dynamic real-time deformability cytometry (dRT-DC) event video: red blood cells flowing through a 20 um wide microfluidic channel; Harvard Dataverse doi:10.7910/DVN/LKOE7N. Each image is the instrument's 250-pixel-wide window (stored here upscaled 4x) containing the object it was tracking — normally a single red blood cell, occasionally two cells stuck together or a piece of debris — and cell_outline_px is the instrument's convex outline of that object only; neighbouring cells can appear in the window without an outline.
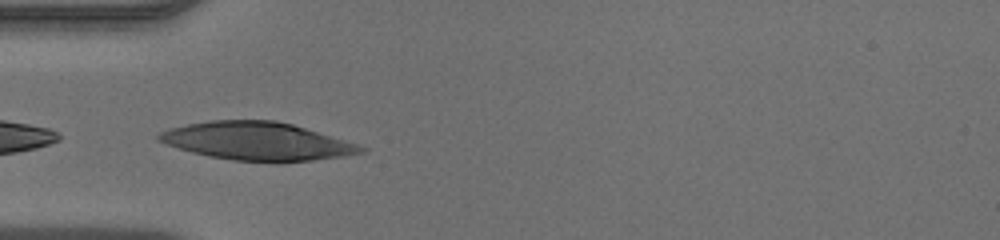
{"species": "human", "species_latin": "Homo sapiens", "temperature_condition": "warm", "stored_images_in_passage": 29, "camera_frame_rate_fps": 3000, "um_per_image_px": 0.085, "donor": {"sex": "male"}, "frame": {"image": 1, "passage_image": 1, "time_ms": 0.0, "image_size_px": [1000, 240], "cell_outline_px": [[368, 148], [364, 152], [344, 156], [312, 160], [276, 164], [232, 160], [208, 156], [192, 152], [156, 140], [156, 136], [160, 132], [168, 128], [208, 120], [276, 120], [292, 124], [356, 144]], "centroid_in_image_um": [21.83, 12.02], "position_along_channel_um": 63.2, "area_um2": 45.03}}
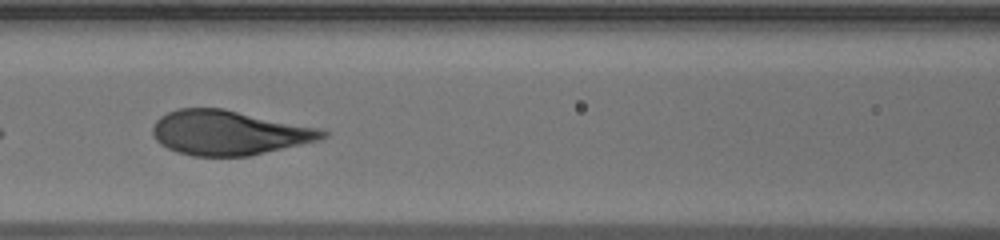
{"frame": {"image": 2, "passage_image": 7, "time_ms": 2.0, "image_size_px": [1000, 240], "cell_outline_px": [[328, 136], [316, 140], [300, 144], [248, 156], [192, 156], [168, 148], [160, 144], [156, 140], [152, 132], [152, 128], [156, 120], [160, 116], [176, 108], [224, 108], [320, 128], [328, 132]], "centroid_in_image_um": [19.42, 11.26], "position_along_channel_um": 147.2, "area_um2": 43.93}}
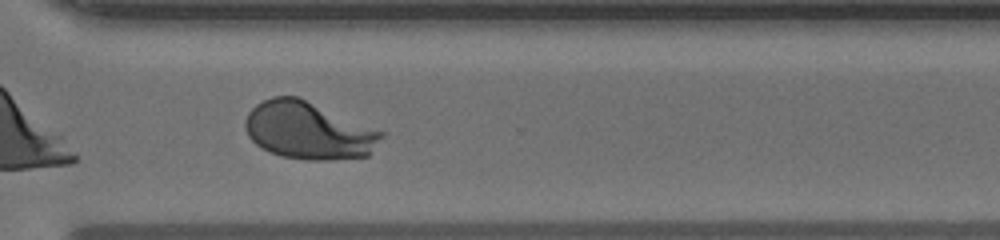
{"frame": {"image": 3, "passage_image": 21, "time_ms": 6.667, "image_size_px": [1000, 240], "cell_outline_px": [[384, 136], [368, 156], [332, 160], [304, 160], [280, 156], [268, 152], [256, 144], [248, 136], [244, 128], [244, 120], [248, 112], [256, 104], [272, 96], [296, 96], [384, 132]], "centroid_in_image_um": [26.18, 11.12], "position_along_channel_um": 344.4, "area_um2": 45.55}}